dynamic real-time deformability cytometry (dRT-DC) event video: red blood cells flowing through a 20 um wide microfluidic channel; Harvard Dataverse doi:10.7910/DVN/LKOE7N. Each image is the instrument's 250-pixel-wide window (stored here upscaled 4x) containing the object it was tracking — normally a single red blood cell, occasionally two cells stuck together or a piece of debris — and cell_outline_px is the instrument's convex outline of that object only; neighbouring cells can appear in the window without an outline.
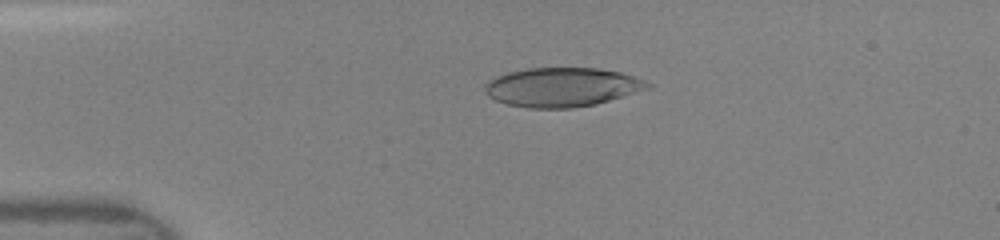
{"species": "human", "species_latin": "Homo sapiens", "temperature_condition": "room temperature", "stored_images_in_passage": 47, "camera_frame_rate_fps": 3000, "um_per_image_px": 0.085, "donor": {"sex": "female"}, "frame": {"image": 1, "passage_image": 11, "time_ms": 3.333, "image_size_px": [1000, 240], "cell_outline_px": [[652, 88], [596, 104], [572, 108], [528, 108], [508, 104], [496, 100], [488, 96], [484, 92], [484, 84], [496, 76], [508, 72], [528, 68], [596, 68], [620, 72], [644, 80], [652, 84]], "centroid_in_image_um": [47.77, 7.41], "position_along_channel_um": 37.2, "area_um2": 37.17}}
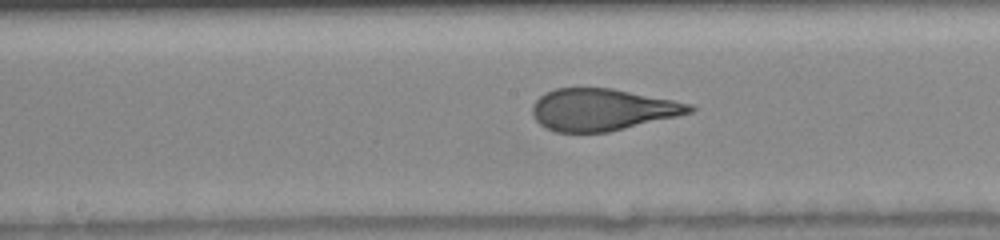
{"frame": {"image": 2, "passage_image": 25, "time_ms": 8.0, "image_size_px": [1000, 240], "cell_outline_px": [[696, 108], [692, 112], [676, 116], [608, 132], [556, 132], [540, 124], [536, 120], [532, 112], [532, 104], [544, 92], [556, 88], [612, 88], [692, 104]], "centroid_in_image_um": [51.16, 9.31], "position_along_channel_um": 197.0, "area_um2": 38.09}}
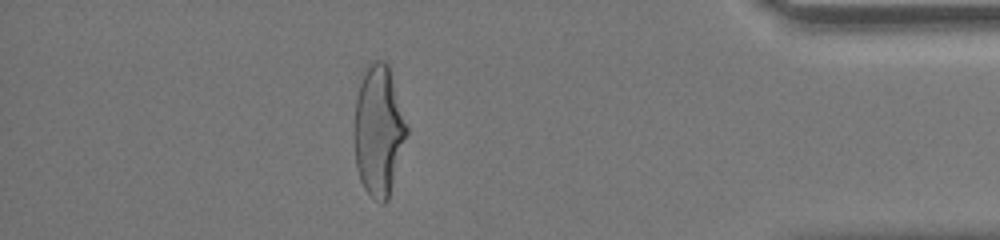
{"frame": {"image": 3, "passage_image": 42, "time_ms": 13.667, "image_size_px": [1000, 240], "cell_outline_px": [[408, 132], [388, 200], [384, 204], [380, 204], [364, 188], [360, 180], [356, 168], [352, 136], [352, 132], [356, 96], [360, 72], [368, 64], [376, 60], [384, 60], [388, 64], [408, 124]], "centroid_in_image_um": [32.15, 11.05], "position_along_channel_um": 403.1, "area_um2": 41.04}}